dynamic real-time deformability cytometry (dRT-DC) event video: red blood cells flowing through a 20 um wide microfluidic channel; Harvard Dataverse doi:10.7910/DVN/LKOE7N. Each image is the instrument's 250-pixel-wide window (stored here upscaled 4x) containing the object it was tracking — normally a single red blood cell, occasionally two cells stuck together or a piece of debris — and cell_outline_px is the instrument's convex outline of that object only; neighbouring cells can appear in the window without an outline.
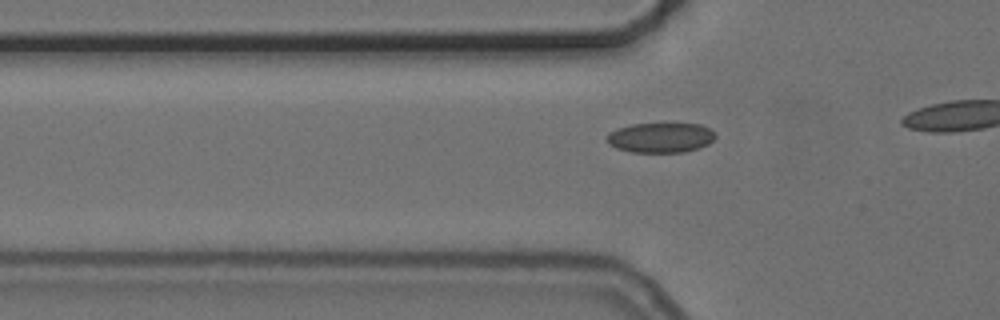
{"species": "common noctule bat (a hibernating species)", "species_latin": "Nyctalus noctula", "temperature_condition": "cold", "stored_images_in_passage": 10, "camera_frame_rate_fps": 3000, "um_per_image_px": 0.085, "animal": {"sex": "female", "body_mass_g": 24.6, "forearm_length_mm": 56.2}, "frame": {"image": 1, "passage_image": 4, "time_ms": 1.0, "image_size_px": [1000, 320], "cell_outline_px": [[716, 136], [708, 144], [700, 148], [684, 152], [628, 152], [616, 148], [608, 144], [604, 140], [608, 132], [616, 128], [632, 124], [700, 124], [716, 132]], "centroid_in_image_um": [56.1, 11.7], "position_along_channel_um": 69.7, "area_um2": 19.19}}
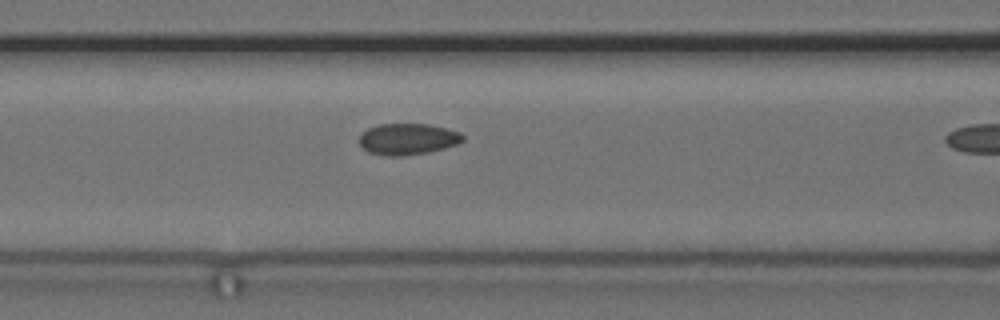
{"frame": {"image": 2, "passage_image": 9, "time_ms": 2.667, "image_size_px": [1000, 320], "cell_outline_px": [[464, 140], [456, 144], [444, 148], [428, 152], [400, 156], [384, 156], [368, 152], [360, 144], [360, 136], [368, 128], [380, 124], [428, 124], [448, 128], [460, 132], [464, 136]], "centroid_in_image_um": [34.67, 11.82], "position_along_channel_um": 131.9, "area_um2": 18.84}}